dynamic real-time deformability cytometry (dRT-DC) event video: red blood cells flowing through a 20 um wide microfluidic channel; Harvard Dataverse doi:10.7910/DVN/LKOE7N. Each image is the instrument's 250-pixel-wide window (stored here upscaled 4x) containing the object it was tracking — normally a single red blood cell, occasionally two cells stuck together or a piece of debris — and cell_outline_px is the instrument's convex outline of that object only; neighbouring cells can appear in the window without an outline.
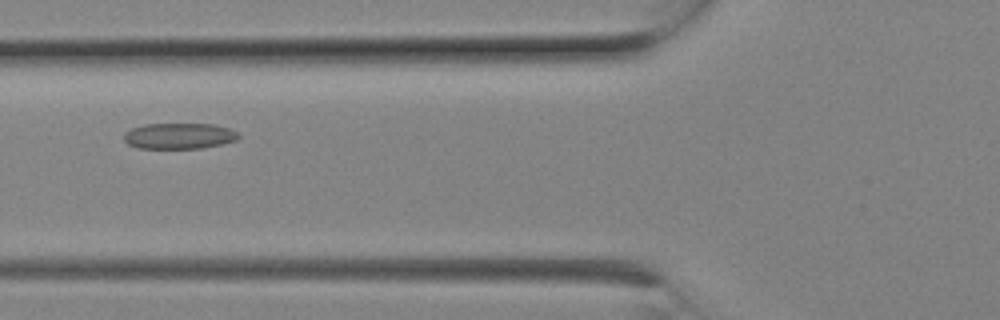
{"species": "Egyptian fruit bat (a non-hibernating species)", "species_latin": "Rousettus aegyptiacus", "temperature_condition": "room temperature", "stored_images_in_passage": 5, "camera_frame_rate_fps": 3000, "um_per_image_px": 0.085, "animal": {"sex": "female"}, "frame": {"image": 1, "passage_image": 3, "time_ms": 0.667, "image_size_px": [1000, 320], "cell_outline_px": [[240, 136], [236, 140], [220, 144], [200, 148], [136, 148], [128, 144], [124, 140], [124, 132], [132, 128], [144, 124], [212, 124], [228, 128], [236, 132]], "centroid_in_image_um": [15.18, 11.55], "position_along_channel_um": 110.6, "area_um2": 17.17}}
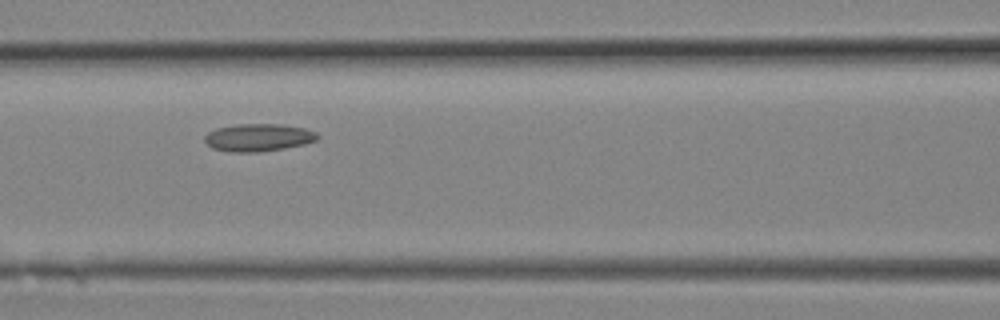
{"frame": {"image": 2, "passage_image": 4, "time_ms": 1.0, "image_size_px": [1000, 320], "cell_outline_px": [[320, 136], [316, 140], [304, 144], [284, 148], [256, 152], [228, 152], [212, 148], [204, 140], [204, 136], [208, 132], [216, 128], [236, 124], [280, 124], [304, 128], [316, 132]], "centroid_in_image_um": [21.94, 11.68], "position_along_channel_um": 144.7, "area_um2": 18.15}}
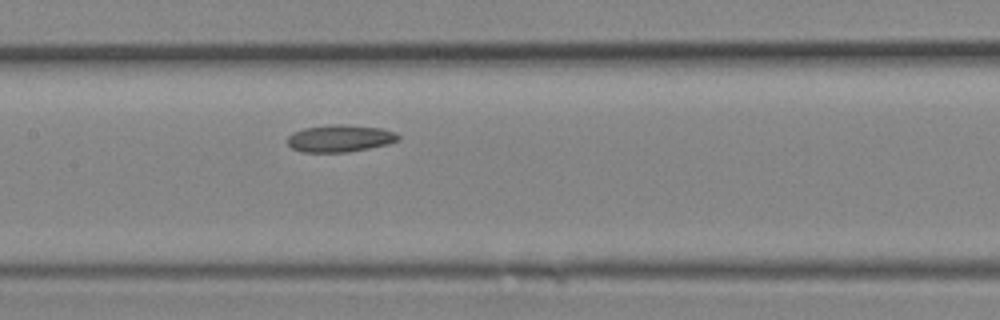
{"frame": {"image": 3, "passage_image": 5, "time_ms": 1.333, "image_size_px": [1000, 320], "cell_outline_px": [[400, 140], [388, 144], [348, 152], [300, 152], [292, 148], [288, 144], [288, 136], [292, 132], [304, 128], [336, 124], [340, 124], [380, 128], [396, 132], [400, 136]], "centroid_in_image_um": [28.9, 11.77], "position_along_channel_um": 178.5, "area_um2": 17.51}}